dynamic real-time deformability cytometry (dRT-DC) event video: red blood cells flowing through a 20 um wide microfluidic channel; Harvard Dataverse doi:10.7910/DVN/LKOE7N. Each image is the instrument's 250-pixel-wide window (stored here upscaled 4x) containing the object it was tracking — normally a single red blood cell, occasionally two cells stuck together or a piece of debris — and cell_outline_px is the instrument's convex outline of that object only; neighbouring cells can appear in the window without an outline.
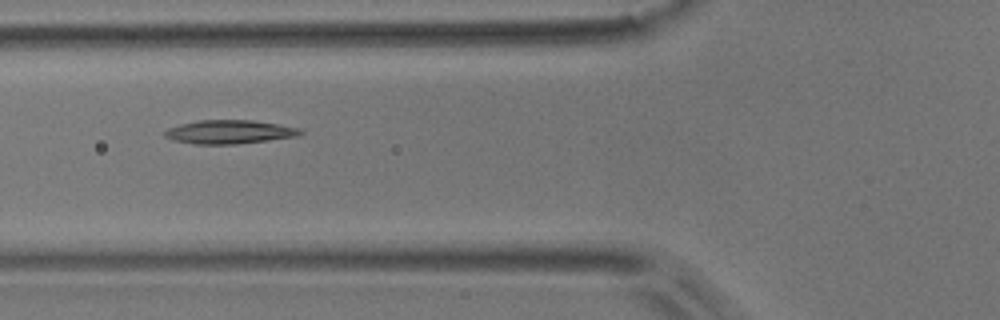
{"species": "common noctule bat (a hibernating species)", "species_latin": "Nyctalus noctula", "temperature_condition": "room temperature", "stored_images_in_passage": 7, "camera_frame_rate_fps": 3000, "um_per_image_px": 0.085, "animal": {"sex": "male", "body_mass_g": 17.9}, "frame": {"image": 1, "passage_image": 5, "time_ms": 1.333, "image_size_px": [1000, 320], "cell_outline_px": [[304, 132], [296, 136], [268, 140], [236, 144], [196, 144], [172, 140], [164, 136], [164, 132], [168, 128], [180, 124], [200, 120], [252, 120], [300, 128]], "centroid_in_image_um": [19.47, 11.21], "position_along_channel_um": 106.3, "area_um2": 18.55}}
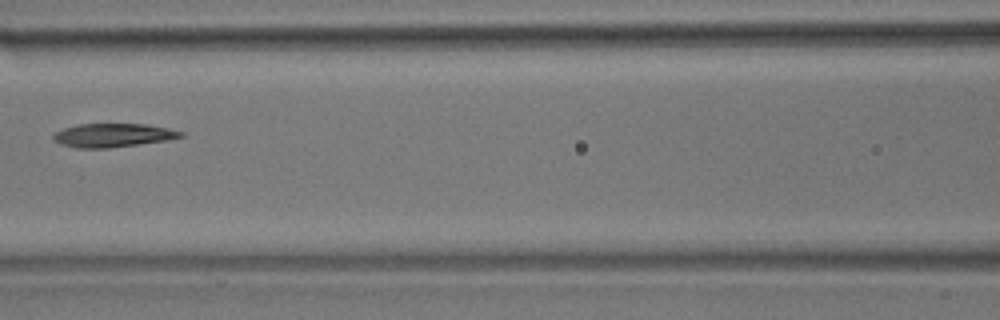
{"frame": {"image": 2, "passage_image": 6, "time_ms": 1.667, "image_size_px": [1000, 320], "cell_outline_px": [[184, 136], [168, 140], [108, 148], [76, 148], [60, 144], [52, 140], [52, 136], [56, 132], [64, 128], [76, 124], [148, 124], [168, 128], [184, 132]], "centroid_in_image_um": [9.59, 11.49], "position_along_channel_um": 157.0, "area_um2": 17.63}}
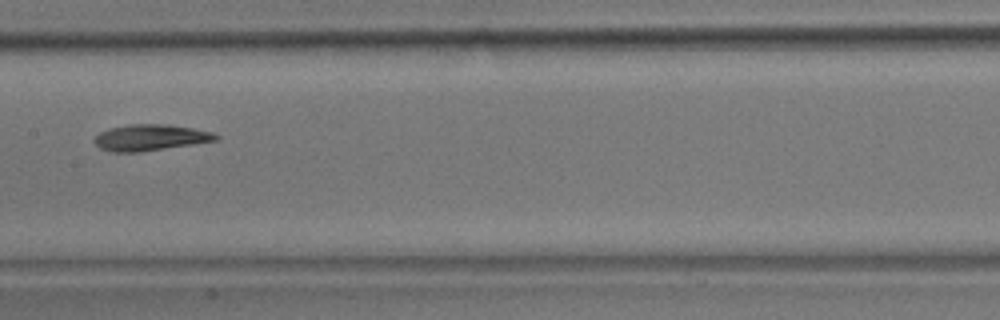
{"frame": {"image": 3, "passage_image": 7, "time_ms": 2.0, "image_size_px": [1000, 320], "cell_outline_px": [[220, 136], [216, 140], [192, 144], [136, 152], [112, 152], [100, 148], [92, 140], [100, 132], [108, 128], [128, 124], [164, 124], [192, 128], [212, 132]], "centroid_in_image_um": [12.73, 11.68], "position_along_channel_um": 194.7, "area_um2": 18.32}}